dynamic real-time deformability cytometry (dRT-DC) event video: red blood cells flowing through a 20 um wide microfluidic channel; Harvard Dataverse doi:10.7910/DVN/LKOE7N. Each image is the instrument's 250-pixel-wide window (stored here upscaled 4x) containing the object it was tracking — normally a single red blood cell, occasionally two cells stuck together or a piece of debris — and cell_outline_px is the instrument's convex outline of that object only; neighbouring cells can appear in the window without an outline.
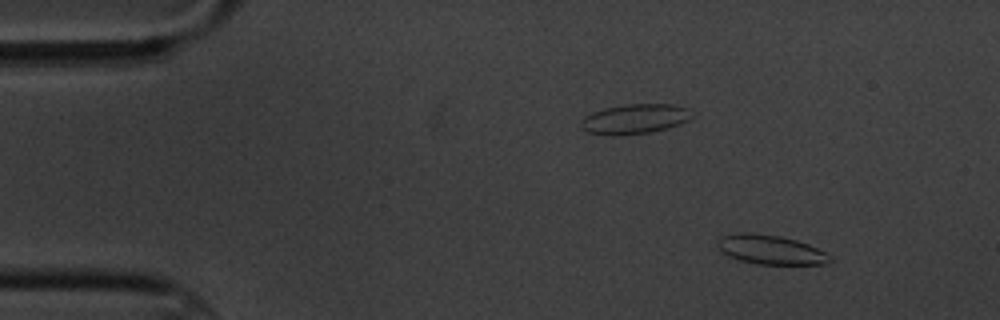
{"species": "common noctule bat (a hibernating species)", "species_latin": "Nyctalus noctula", "temperature_condition": "cold", "stored_images_in_passage": 5, "camera_frame_rate_fps": 3000, "um_per_image_px": 0.085, "animal": {"sex": "male", "body_mass_g": 20.1, "forearm_length_mm": 53.5}, "frame": {"image": 1, "passage_image": 1, "time_ms": 0.0, "image_size_px": [1000, 320], "cell_outline_px": [[832, 260], [828, 264], [756, 264], [740, 260], [728, 256], [716, 244], [716, 240], [720, 236], [740, 232], [748, 232], [780, 236], [796, 240], [808, 244], [832, 256]], "centroid_in_image_um": [65.49, 21.22], "position_along_channel_um": 19.5, "area_um2": 19.19}}